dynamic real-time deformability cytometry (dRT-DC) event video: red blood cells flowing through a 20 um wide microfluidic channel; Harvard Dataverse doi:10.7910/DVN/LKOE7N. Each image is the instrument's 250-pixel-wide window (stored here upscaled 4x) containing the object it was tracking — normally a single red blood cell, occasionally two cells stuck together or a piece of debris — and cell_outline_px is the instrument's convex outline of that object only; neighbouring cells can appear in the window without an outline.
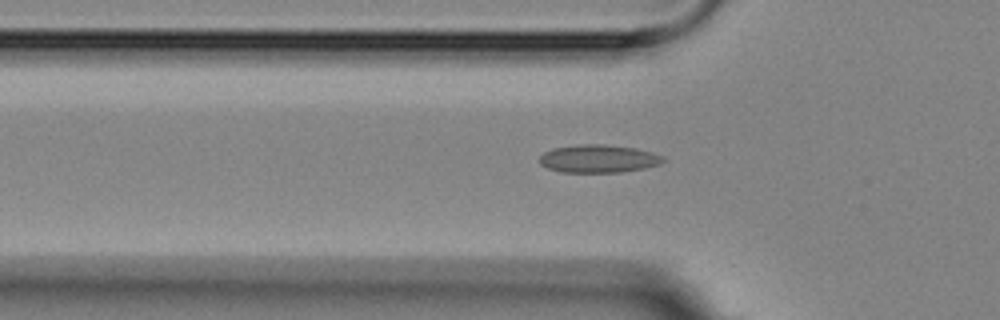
{"species": "Egyptian fruit bat (a non-hibernating species)", "species_latin": "Rousettus aegyptiacus", "temperature_condition": "room temperature", "stored_images_in_passage": 8, "camera_frame_rate_fps": 3000, "um_per_image_px": 0.085, "animal": {"sex": "female"}, "frame": {"image": 1, "passage_image": 6, "time_ms": 7.333, "image_size_px": [1000, 320], "cell_outline_px": [[664, 160], [660, 164], [644, 168], [620, 172], [560, 172], [548, 168], [540, 164], [540, 156], [544, 152], [552, 148], [580, 144], [604, 144], [636, 148], [652, 152], [664, 156]], "centroid_in_image_um": [50.87, 13.48], "position_along_channel_um": 74.9, "area_um2": 20.17}}
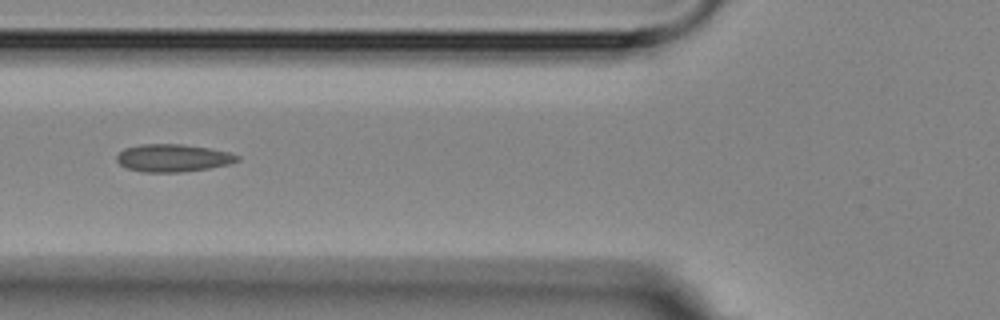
{"frame": {"image": 2, "passage_image": 7, "time_ms": 8.333, "image_size_px": [1000, 320], "cell_outline_px": [[240, 160], [228, 164], [208, 168], [180, 172], [144, 172], [128, 168], [120, 164], [116, 160], [116, 156], [124, 148], [140, 144], [180, 144], [208, 148], [228, 152], [240, 156]], "centroid_in_image_um": [14.68, 13.42], "position_along_channel_um": 111.1, "area_um2": 19.25}}
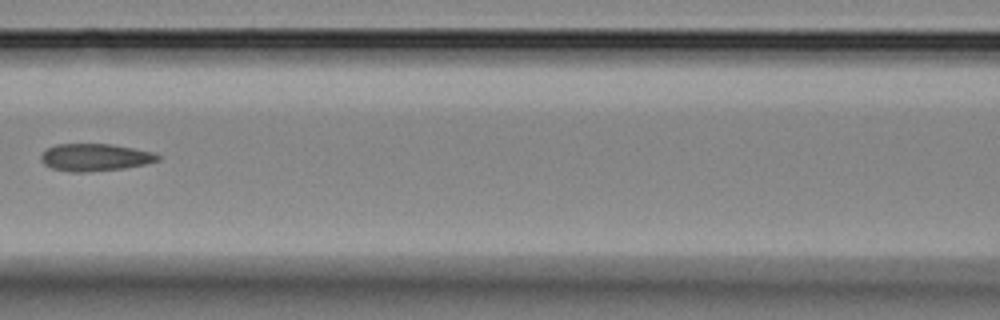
{"frame": {"image": 3, "passage_image": 8, "time_ms": 9.667, "image_size_px": [1000, 320], "cell_outline_px": [[160, 160], [144, 164], [124, 168], [84, 172], [68, 172], [52, 168], [44, 164], [40, 160], [40, 156], [48, 148], [56, 144], [112, 144], [152, 152], [160, 156]], "centroid_in_image_um": [8.05, 13.37], "position_along_channel_um": 158.5, "area_um2": 18.5}}